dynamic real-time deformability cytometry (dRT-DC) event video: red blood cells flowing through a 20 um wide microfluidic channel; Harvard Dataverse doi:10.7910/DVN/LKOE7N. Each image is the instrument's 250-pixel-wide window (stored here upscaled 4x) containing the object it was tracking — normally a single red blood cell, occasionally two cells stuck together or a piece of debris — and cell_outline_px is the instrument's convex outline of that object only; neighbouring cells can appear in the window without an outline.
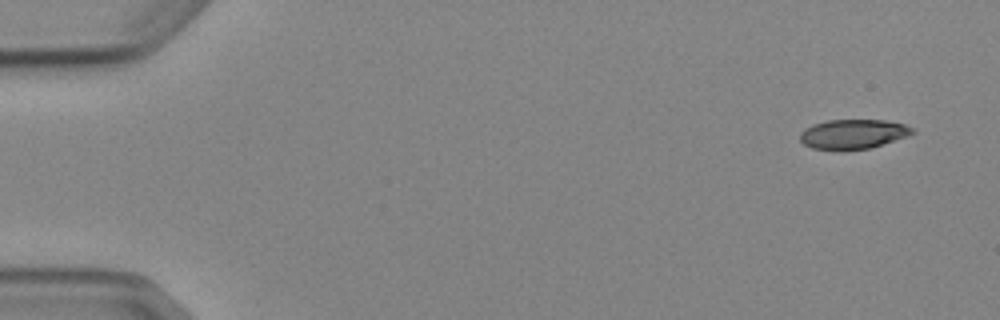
{"species": "Egyptian fruit bat (a non-hibernating species)", "species_latin": "Rousettus aegyptiacus", "temperature_condition": "cold", "stored_images_in_passage": 4, "camera_frame_rate_fps": 3000, "um_per_image_px": 0.085, "animal": {"sex": "female"}, "frame": {"image": 1, "passage_image": 1, "time_ms": 0.0, "image_size_px": [1000, 320], "cell_outline_px": [[916, 132], [908, 136], [868, 148], [840, 152], [812, 148], [804, 144], [800, 140], [800, 132], [804, 128], [812, 124], [828, 120], [884, 120], [904, 124], [916, 128]], "centroid_in_image_um": [72.49, 11.41], "position_along_channel_um": 12.5, "area_um2": 19.77}}